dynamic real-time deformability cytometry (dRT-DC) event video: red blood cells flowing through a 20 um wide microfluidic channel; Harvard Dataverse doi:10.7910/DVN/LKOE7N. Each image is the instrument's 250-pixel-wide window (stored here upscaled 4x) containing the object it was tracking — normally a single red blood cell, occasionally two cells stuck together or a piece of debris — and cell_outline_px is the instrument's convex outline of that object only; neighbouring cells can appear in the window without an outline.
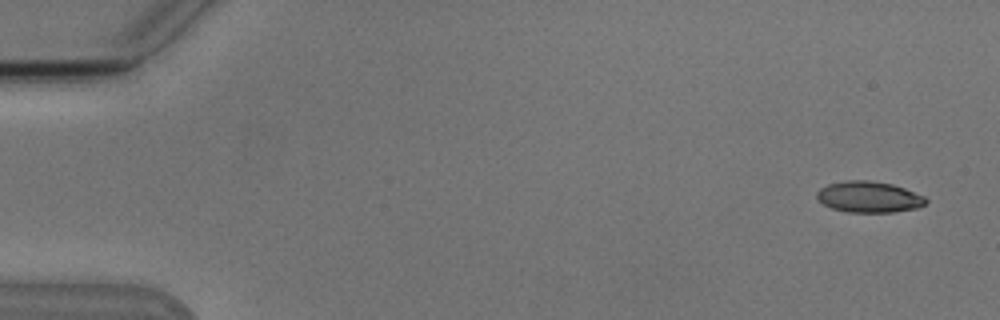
{"species": "Egyptian fruit bat (a non-hibernating species)", "species_latin": "Rousettus aegyptiacus", "temperature_condition": "cold", "stored_images_in_passage": 5, "camera_frame_rate_fps": 3000, "um_per_image_px": 0.085, "animal": {"sex": "male"}, "frame": {"image": 1, "passage_image": 1, "time_ms": 0.0, "image_size_px": [1000, 320], "cell_outline_px": [[928, 200], [924, 204], [916, 208], [892, 212], [848, 212], [832, 208], [824, 204], [816, 196], [816, 192], [820, 188], [828, 184], [844, 180], [868, 180], [892, 184], [904, 188], [924, 196]], "centroid_in_image_um": [73.84, 16.73], "position_along_channel_um": 11.2, "area_um2": 19.65}}